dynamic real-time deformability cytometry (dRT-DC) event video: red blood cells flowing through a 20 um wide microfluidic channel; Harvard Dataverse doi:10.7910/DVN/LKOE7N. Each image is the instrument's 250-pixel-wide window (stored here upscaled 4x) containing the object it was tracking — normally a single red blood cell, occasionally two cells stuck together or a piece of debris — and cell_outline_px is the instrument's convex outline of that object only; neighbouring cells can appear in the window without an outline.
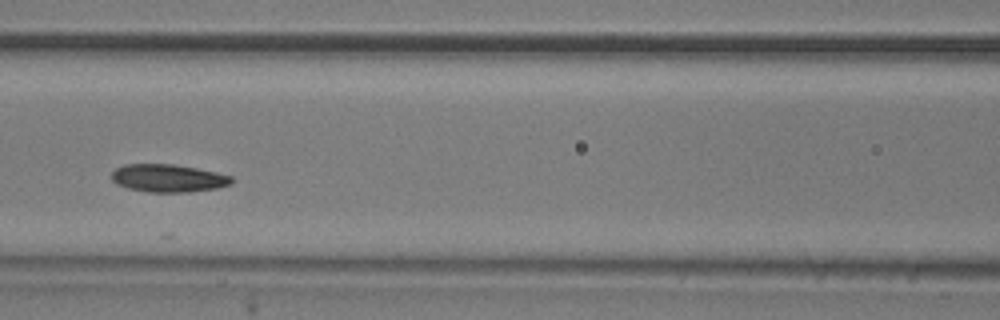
{"species": "common noctule bat (a hibernating species)", "species_latin": "Nyctalus noctula", "temperature_condition": "room temperature", "stored_images_in_passage": 13, "camera_frame_rate_fps": 3000, "um_per_image_px": 0.085, "animal": {"sex": "male", "body_mass_g": 20.5, "forearm_length_mm": 52.5}, "frame": {"image": 1, "passage_image": 9, "time_ms": 2.667, "image_size_px": [1000, 320], "cell_outline_px": [[236, 180], [232, 184], [216, 188], [188, 192], [148, 192], [128, 188], [116, 184], [112, 180], [112, 172], [116, 168], [124, 164], [172, 164], [196, 168], [216, 172], [232, 176]], "centroid_in_image_um": [14.31, 15.14], "position_along_channel_um": 152.3, "area_um2": 19.54}}